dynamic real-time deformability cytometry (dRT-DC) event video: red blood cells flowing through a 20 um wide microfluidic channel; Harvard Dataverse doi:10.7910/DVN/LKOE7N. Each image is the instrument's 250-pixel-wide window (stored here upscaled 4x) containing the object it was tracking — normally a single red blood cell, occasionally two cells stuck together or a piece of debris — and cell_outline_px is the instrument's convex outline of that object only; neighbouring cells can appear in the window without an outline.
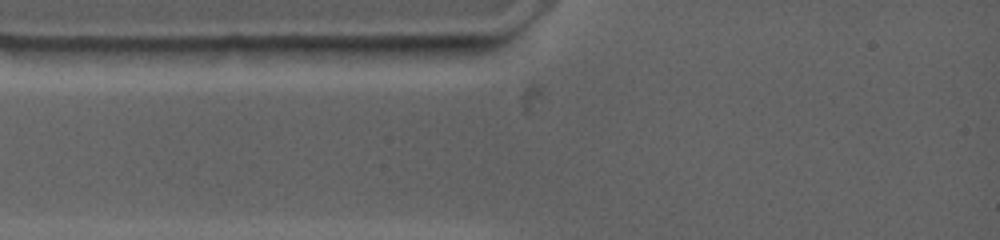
{"species": "common noctule bat (a hibernating species)", "species_latin": "Nyctalus noctula", "temperature_condition": "warm", "stored_images_in_passage": 2, "camera_frame_rate_fps": 4500, "um_per_image_px": 0.085, "animal": {"sex": "female", "body_mass_g": 19.0, "forearm_length_mm": 53.3}, "frame": {"image": 1, "passage_image": 1, "time_ms": 0.0, "image_size_px": [1000, 240], "cell_outline_px": [[352, 48], [344, 64], [212, 48], [228, 44], [316, 44]], "centroid_in_image_um": [25.1, 4.36], "position_along_channel_um": 59.9, "area_um2": 11.39}}